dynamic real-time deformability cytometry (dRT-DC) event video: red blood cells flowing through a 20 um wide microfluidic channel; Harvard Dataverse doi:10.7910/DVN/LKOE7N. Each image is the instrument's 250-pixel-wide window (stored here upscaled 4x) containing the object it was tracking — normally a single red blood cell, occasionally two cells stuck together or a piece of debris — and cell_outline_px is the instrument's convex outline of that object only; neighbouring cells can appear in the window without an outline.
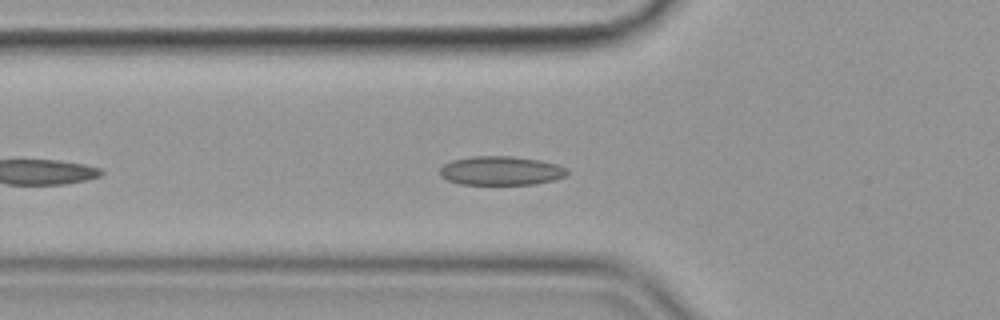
{"species": "common noctule bat (a hibernating species)", "species_latin": "Nyctalus noctula", "temperature_condition": "cold", "stored_images_in_passage": 41, "camera_frame_rate_fps": 3000, "um_per_image_px": 0.085, "animal": {"sex": "female", "body_mass_g": 19.9}, "frame": {"image": 1, "passage_image": 7, "time_ms": 2.0, "image_size_px": [1000, 320], "cell_outline_px": [[568, 176], [556, 180], [536, 184], [460, 184], [448, 180], [440, 176], [440, 168], [444, 164], [452, 160], [472, 156], [512, 156], [540, 160], [556, 164], [568, 168]], "centroid_in_image_um": [42.62, 14.51], "position_along_channel_um": 83.2, "area_um2": 21.68}}
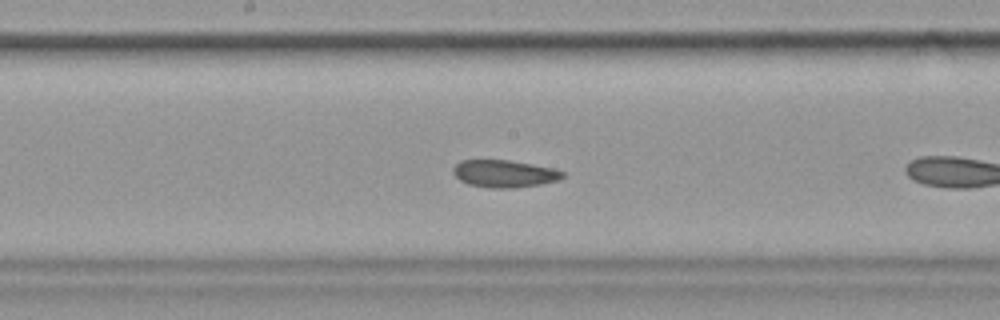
{"frame": {"image": 2, "passage_image": 14, "time_ms": 4.333, "image_size_px": [1000, 320], "cell_outline_px": [[564, 176], [556, 180], [540, 184], [516, 188], [488, 188], [468, 184], [460, 180], [452, 172], [452, 168], [460, 160], [508, 160], [532, 164], [552, 168], [564, 172]], "centroid_in_image_um": [42.82, 14.76], "position_along_channel_um": 205.4, "area_um2": 17.4}}
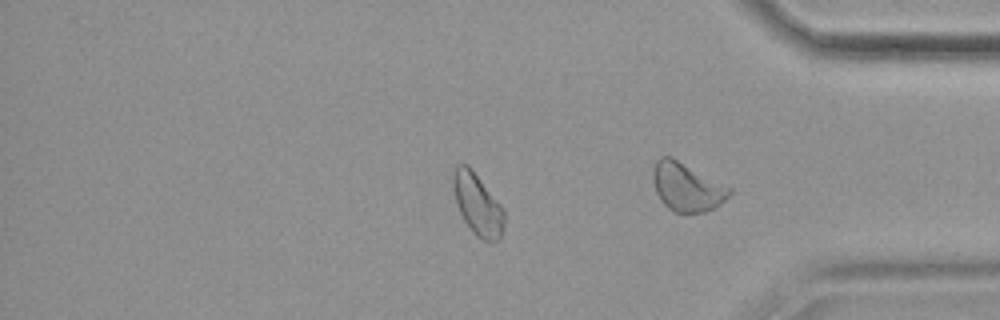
{"frame": {"image": 3, "passage_image": 32, "time_ms": 10.333, "image_size_px": [1000, 320], "cell_outline_px": [[504, 224], [500, 236], [492, 244], [480, 240], [472, 232], [464, 220], [456, 204], [452, 188], [452, 172], [456, 164], [468, 164], [504, 208]], "centroid_in_image_um": [40.57, 17.37], "position_along_channel_um": 394.6, "area_um2": 18.67}, "authors_computed_cell_mechanics": {"area_um2": 19.0162, "velocity_mm_per_s": 3.5854, "shape_relaxation_time_tau1_ms": null, "shape_relaxation_time_tau2_ms": 2.4039, "deformation_change_tau1": null, "deformation_change_tau2": 0.0662}}